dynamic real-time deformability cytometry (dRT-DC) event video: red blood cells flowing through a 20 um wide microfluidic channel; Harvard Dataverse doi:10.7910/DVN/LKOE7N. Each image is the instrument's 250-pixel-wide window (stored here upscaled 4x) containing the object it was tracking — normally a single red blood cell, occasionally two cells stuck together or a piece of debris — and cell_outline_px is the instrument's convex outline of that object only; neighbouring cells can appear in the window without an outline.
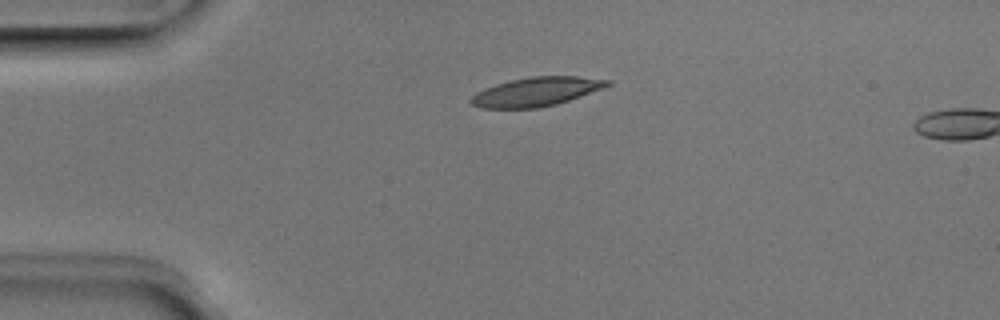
{"species": "Egyptian fruit bat (a non-hibernating species)", "species_latin": "Rousettus aegyptiacus", "temperature_condition": "room temperature", "stored_images_in_passage": 4, "camera_frame_rate_fps": 3000, "um_per_image_px": 0.085, "animal": {"sex": "male"}, "frame": {"image": 1, "passage_image": 2, "time_ms": 0.333, "image_size_px": [1000, 320], "cell_outline_px": [[612, 84], [604, 88], [556, 104], [536, 108], [480, 108], [472, 104], [468, 100], [476, 92], [496, 84], [512, 80], [532, 76], [576, 76], [612, 80]], "centroid_in_image_um": [45.59, 7.79], "position_along_channel_um": 39.4, "area_um2": 22.89}}